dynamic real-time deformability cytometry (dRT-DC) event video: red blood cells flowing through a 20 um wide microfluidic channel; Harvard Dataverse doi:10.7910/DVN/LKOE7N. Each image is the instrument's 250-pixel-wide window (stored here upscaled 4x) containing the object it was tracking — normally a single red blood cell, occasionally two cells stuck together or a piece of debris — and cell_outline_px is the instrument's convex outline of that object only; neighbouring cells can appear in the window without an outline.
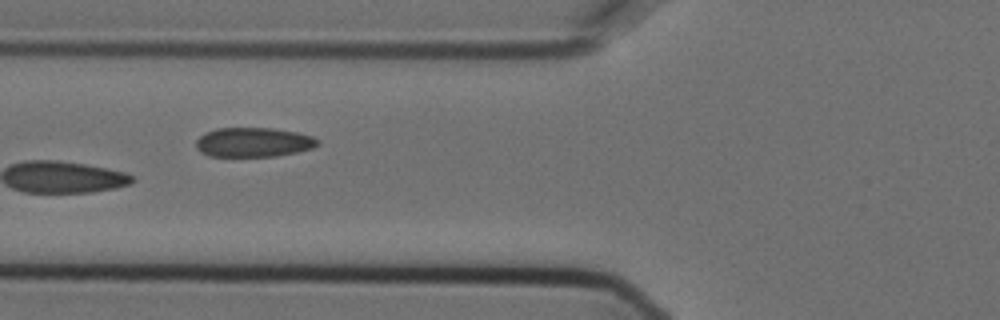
{"species": "Egyptian fruit bat (a non-hibernating species)", "species_latin": "Rousettus aegyptiacus", "temperature_condition": "cold", "stored_images_in_passage": 8, "camera_frame_rate_fps": 3000, "um_per_image_px": 0.085, "animal": {"sex": "female"}, "frame": {"image": 1, "passage_image": 5, "time_ms": 1.333, "image_size_px": [1000, 320], "cell_outline_px": [[320, 144], [312, 148], [296, 152], [276, 156], [208, 156], [200, 152], [196, 148], [196, 140], [204, 132], [216, 128], [272, 128], [296, 132], [312, 136], [320, 140]], "centroid_in_image_um": [21.53, 12.09], "position_along_channel_um": 104.3, "area_um2": 20.98}}
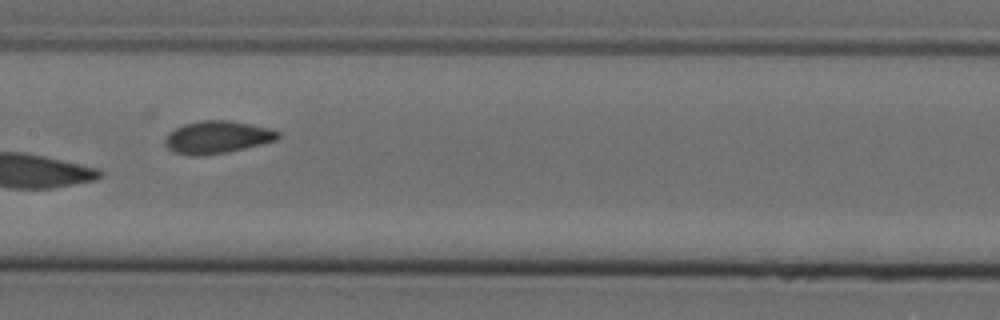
{"frame": {"image": 2, "passage_image": 7, "time_ms": 2.0, "image_size_px": [1000, 320], "cell_outline_px": [[280, 136], [276, 140], [228, 152], [196, 156], [188, 156], [172, 152], [164, 144], [164, 140], [168, 132], [184, 124], [200, 120], [228, 120], [268, 128], [280, 132]], "centroid_in_image_um": [18.4, 11.67], "position_along_channel_um": 189.0, "area_um2": 21.39}}